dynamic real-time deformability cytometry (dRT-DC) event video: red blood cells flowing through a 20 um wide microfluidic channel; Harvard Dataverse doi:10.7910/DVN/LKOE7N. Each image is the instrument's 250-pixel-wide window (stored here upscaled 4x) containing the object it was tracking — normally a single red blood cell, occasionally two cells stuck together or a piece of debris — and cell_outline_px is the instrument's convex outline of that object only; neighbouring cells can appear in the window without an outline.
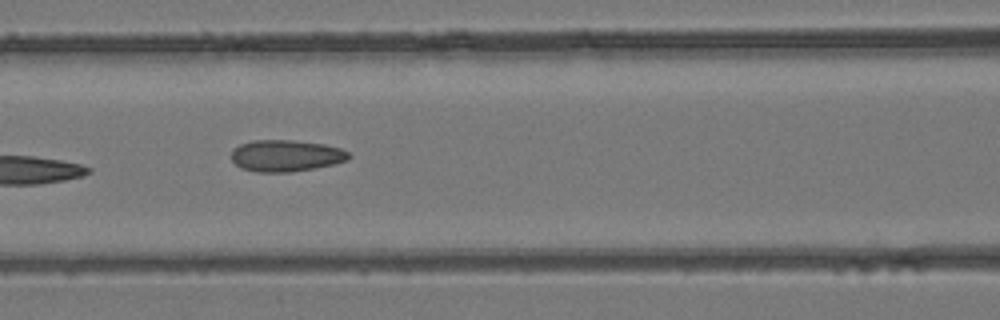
{"species": "common noctule bat (a hibernating species)", "species_latin": "Nyctalus noctula", "temperature_condition": "room temperature", "stored_images_in_passage": 5, "camera_frame_rate_fps": 3000, "um_per_image_px": 0.085, "animal": {"sex": "female", "body_mass_g": 24.6, "forearm_length_mm": 56.2}, "frame": {"image": 1, "passage_image": 5, "time_ms": 1.333, "image_size_px": [1000, 320], "cell_outline_px": [[352, 156], [348, 160], [316, 168], [288, 172], [256, 172], [240, 168], [232, 160], [232, 148], [240, 144], [252, 140], [292, 140], [324, 144], [340, 148], [348, 152]], "centroid_in_image_um": [24.29, 13.23], "position_along_channel_um": 142.3, "area_um2": 21.73}}